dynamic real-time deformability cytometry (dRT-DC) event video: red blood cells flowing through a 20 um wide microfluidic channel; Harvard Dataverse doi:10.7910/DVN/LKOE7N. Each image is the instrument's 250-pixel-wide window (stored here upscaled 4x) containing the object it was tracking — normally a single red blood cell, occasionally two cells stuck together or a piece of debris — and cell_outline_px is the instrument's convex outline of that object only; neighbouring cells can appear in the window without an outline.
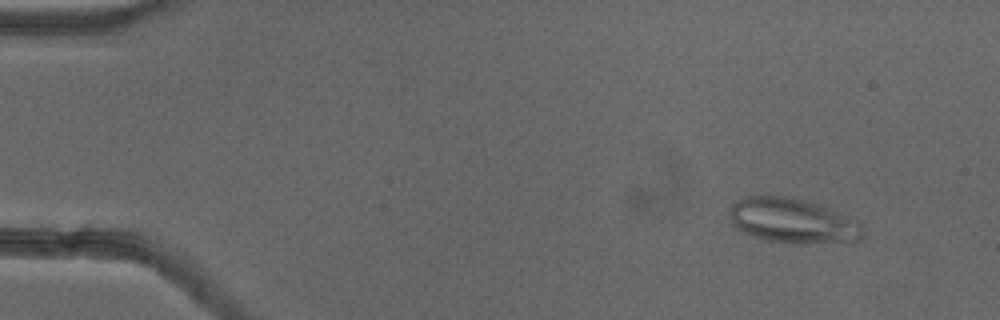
{"species": "common noctule bat (a hibernating species)", "species_latin": "Nyctalus noctula", "temperature_condition": "cold", "stored_images_in_passage": 53, "segment_of_instrument_passage": [1, 2], "camera_frame_rate_fps": 3000, "um_per_image_px": 0.085, "animal": {"sex": "female"}, "frame": {"image": 1, "passage_image": 5, "time_ms": 1.333, "image_size_px": [1000, 320], "cell_outline_px": [[864, 236], [860, 240], [792, 244], [768, 240], [752, 236], [736, 228], [728, 220], [728, 216], [732, 204], [736, 200], [748, 196], [784, 196], [824, 204], [860, 220], [864, 228]], "centroid_in_image_um": [67.42, 18.75], "position_along_channel_um": 17.6, "area_um2": 35.55}}